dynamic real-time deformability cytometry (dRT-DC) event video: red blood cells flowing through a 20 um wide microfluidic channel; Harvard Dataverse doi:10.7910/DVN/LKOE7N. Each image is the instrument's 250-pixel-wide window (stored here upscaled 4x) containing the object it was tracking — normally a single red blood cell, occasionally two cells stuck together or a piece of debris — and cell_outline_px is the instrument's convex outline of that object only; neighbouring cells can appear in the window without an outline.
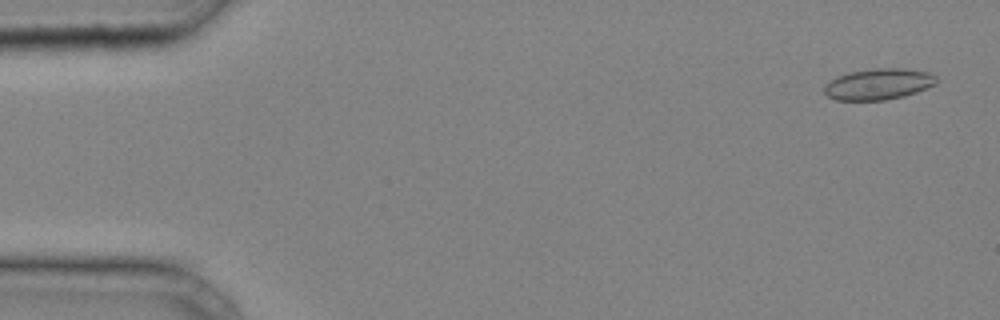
{"species": "common noctule bat (a hibernating species)", "species_latin": "Nyctalus noctula", "temperature_condition": "cold", "stored_images_in_passage": 39, "camera_frame_rate_fps": 3000, "um_per_image_px": 0.085, "animal": {"sex": "male", "body_mass_g": 20.4}, "frame": {"image": 1, "passage_image": 2, "time_ms": 0.333, "image_size_px": [1000, 320], "cell_outline_px": [[936, 84], [916, 92], [904, 96], [884, 100], [836, 100], [828, 96], [824, 92], [824, 84], [836, 76], [848, 72], [872, 68], [900, 68], [932, 72], [936, 76]], "centroid_in_image_um": [74.66, 7.14], "position_along_channel_um": 10.3, "area_um2": 20.52}}
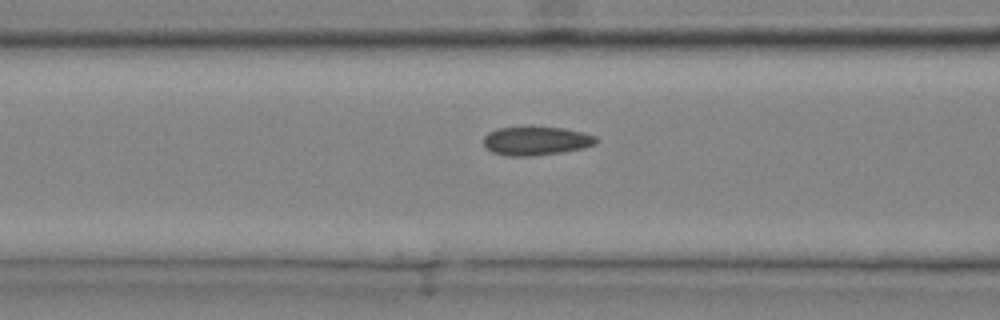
{"frame": {"image": 2, "passage_image": 17, "time_ms": 5.333, "image_size_px": [1000, 320], "cell_outline_px": [[600, 140], [596, 144], [584, 148], [560, 152], [532, 156], [508, 156], [492, 152], [484, 144], [484, 136], [488, 132], [496, 128], [532, 124], [564, 128], [584, 132], [596, 136]], "centroid_in_image_um": [45.58, 11.92], "position_along_channel_um": 121.0, "area_um2": 19.65}}
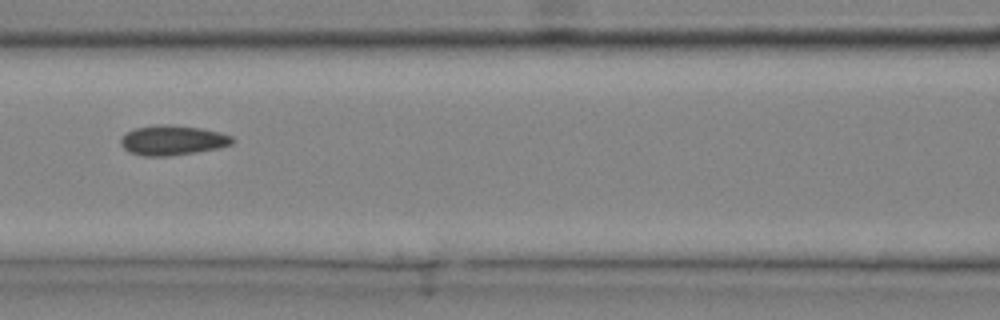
{"frame": {"image": 3, "passage_image": 19, "time_ms": 6.0, "image_size_px": [1000, 320], "cell_outline_px": [[236, 140], [232, 144], [220, 148], [196, 152], [168, 156], [144, 156], [128, 152], [120, 144], [120, 140], [124, 132], [136, 128], [160, 124], [168, 124], [200, 128], [220, 132], [232, 136]], "centroid_in_image_um": [14.67, 11.92], "position_along_channel_um": 151.9, "area_um2": 19.59}}